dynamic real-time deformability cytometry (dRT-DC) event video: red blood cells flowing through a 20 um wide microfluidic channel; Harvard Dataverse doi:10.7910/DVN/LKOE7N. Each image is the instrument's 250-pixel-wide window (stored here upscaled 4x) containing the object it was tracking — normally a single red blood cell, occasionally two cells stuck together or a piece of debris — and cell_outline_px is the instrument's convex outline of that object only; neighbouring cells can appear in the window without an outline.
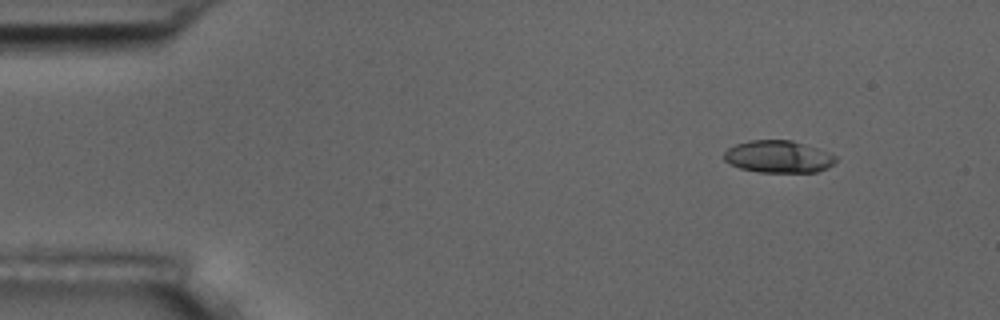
{"species": "common noctule bat (a hibernating species)", "species_latin": "Nyctalus noctula", "temperature_condition": "room temperature", "stored_images_in_passage": 4, "camera_frame_rate_fps": 3000, "um_per_image_px": 0.085, "animal": {"sex": "male", "body_mass_g": 17.5, "forearm_length_mm": 52.3}, "frame": {"image": 1, "passage_image": 1, "time_ms": 0.0, "image_size_px": [1000, 320], "cell_outline_px": [[836, 160], [828, 168], [816, 172], [760, 172], [740, 168], [724, 160], [724, 152], [728, 148], [736, 144], [748, 140], [792, 140], [828, 152], [836, 156]], "centroid_in_image_um": [66.15, 13.31], "position_along_channel_um": 18.8, "area_um2": 20.87}}
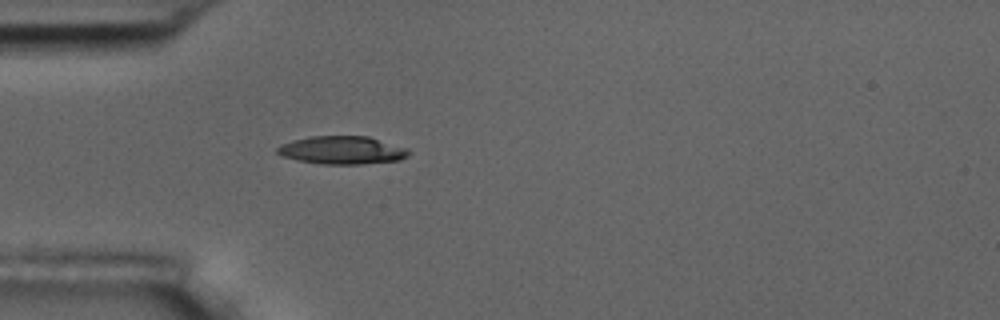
{"frame": {"image": 2, "passage_image": 4, "time_ms": 3.333, "image_size_px": [1000, 320], "cell_outline_px": [[412, 152], [408, 156], [400, 160], [360, 164], [324, 164], [296, 160], [284, 156], [276, 152], [276, 148], [280, 144], [292, 140], [308, 136], [368, 136], [408, 148]], "centroid_in_image_um": [29.09, 12.76], "position_along_channel_um": 55.9, "area_um2": 21.62}}